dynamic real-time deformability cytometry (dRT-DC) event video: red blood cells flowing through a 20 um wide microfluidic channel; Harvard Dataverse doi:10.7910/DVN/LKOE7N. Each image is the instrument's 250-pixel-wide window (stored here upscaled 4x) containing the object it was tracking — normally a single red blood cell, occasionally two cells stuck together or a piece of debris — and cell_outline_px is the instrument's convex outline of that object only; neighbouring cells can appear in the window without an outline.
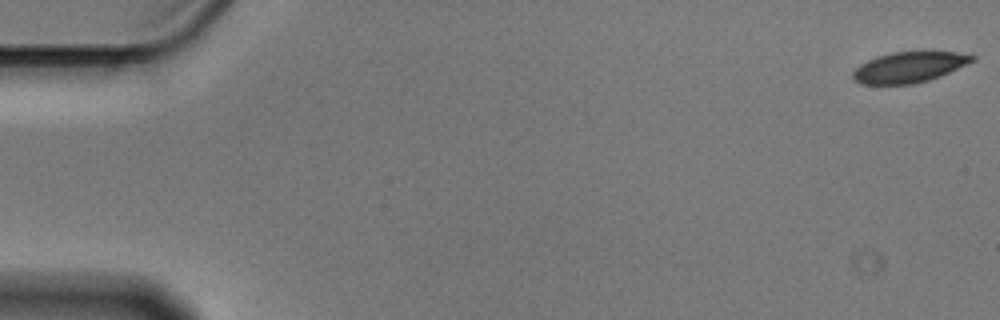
{"species": "Egyptian fruit bat (a non-hibernating species)", "species_latin": "Rousettus aegyptiacus", "temperature_condition": "cold", "stored_images_in_passage": 8, "camera_frame_rate_fps": 3000, "um_per_image_px": 0.085, "animal": {"sex": "male"}, "frame": {"image": 1, "passage_image": 1, "time_ms": 0.0, "image_size_px": [1000, 320], "cell_outline_px": [[976, 60], [940, 76], [928, 80], [912, 84], [860, 84], [852, 80], [852, 72], [860, 64], [876, 56], [892, 52], [924, 48], [932, 48], [956, 52], [976, 56]], "centroid_in_image_um": [77.31, 5.65], "position_along_channel_um": 7.7, "area_um2": 22.31}}
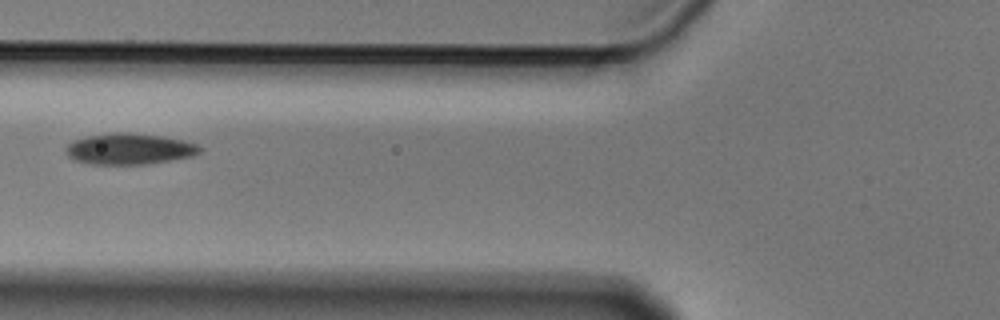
{"frame": {"image": 2, "passage_image": 6, "time_ms": 1.667, "image_size_px": [1000, 320], "cell_outline_px": [[204, 148], [200, 152], [192, 156], [148, 164], [88, 164], [76, 160], [68, 156], [64, 152], [64, 148], [72, 140], [84, 136], [112, 132], [128, 132], [160, 136], [184, 140], [200, 144]], "centroid_in_image_um": [10.98, 12.64], "position_along_channel_um": 114.8, "area_um2": 24.62}}
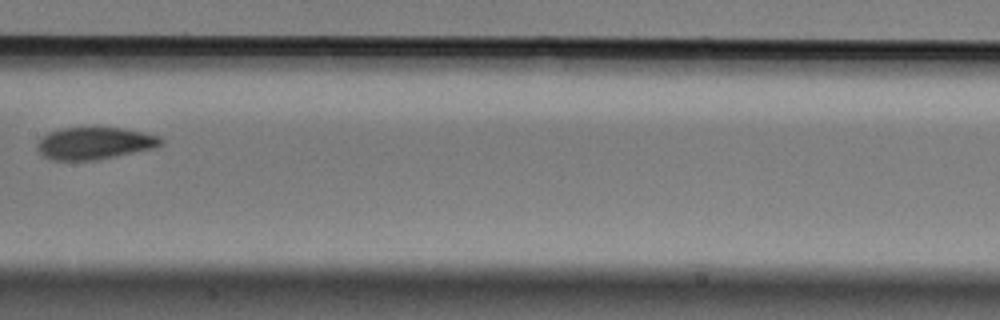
{"frame": {"image": 3, "passage_image": 8, "time_ms": 2.333, "image_size_px": [1000, 320], "cell_outline_px": [[164, 144], [152, 148], [96, 160], [56, 160], [44, 156], [36, 148], [36, 144], [48, 132], [60, 128], [120, 128], [144, 132], [160, 136], [164, 140]], "centroid_in_image_um": [8.05, 12.17], "position_along_channel_um": 199.4, "area_um2": 22.95}}